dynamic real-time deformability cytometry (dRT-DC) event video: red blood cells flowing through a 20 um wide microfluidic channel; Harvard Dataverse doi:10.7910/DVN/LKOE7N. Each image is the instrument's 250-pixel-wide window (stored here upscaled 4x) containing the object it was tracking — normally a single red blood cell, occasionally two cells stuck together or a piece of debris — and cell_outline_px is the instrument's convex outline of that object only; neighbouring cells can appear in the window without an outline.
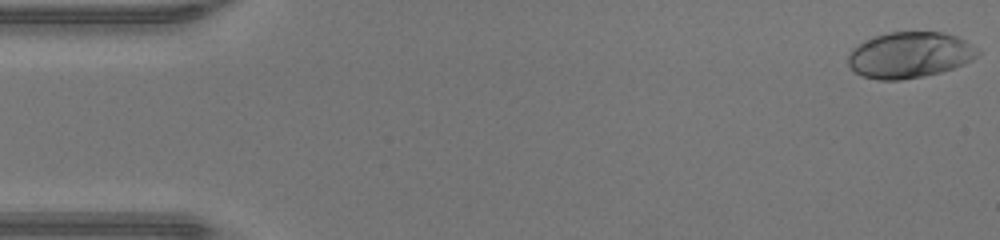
{"species": "human", "species_latin": "Homo sapiens", "temperature_condition": "warm", "stored_images_in_passage": 47, "camera_frame_rate_fps": 3000, "um_per_image_px": 0.085, "donor": {"sex": "male"}, "frame": {"image": 1, "passage_image": 1, "time_ms": 0.0, "image_size_px": [1000, 240], "cell_outline_px": [[980, 52], [972, 60], [964, 64], [940, 72], [924, 76], [900, 80], [880, 80], [864, 76], [856, 72], [848, 64], [848, 56], [852, 48], [864, 40], [888, 32], [944, 32], [956, 36], [964, 40], [976, 48]], "centroid_in_image_um": [77.31, 4.67], "position_along_channel_um": 7.7, "area_um2": 34.56}}
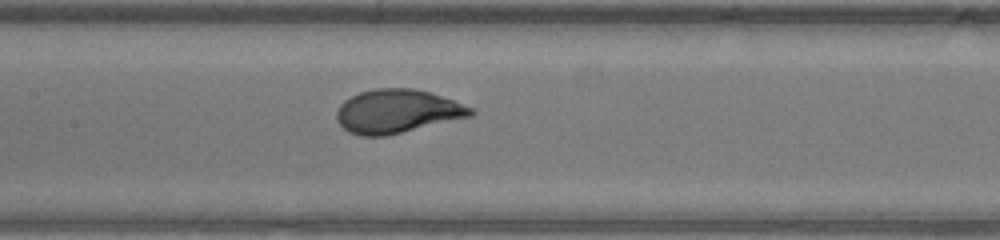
{"frame": {"image": 2, "passage_image": 22, "time_ms": 7.0, "image_size_px": [1000, 240], "cell_outline_px": [[476, 112], [472, 116], [384, 136], [360, 136], [348, 132], [336, 120], [336, 112], [340, 104], [344, 100], [360, 92], [376, 88], [412, 88], [428, 92], [452, 100], [472, 108]], "centroid_in_image_um": [33.72, 9.46], "position_along_channel_um": 173.7, "area_um2": 33.81}}
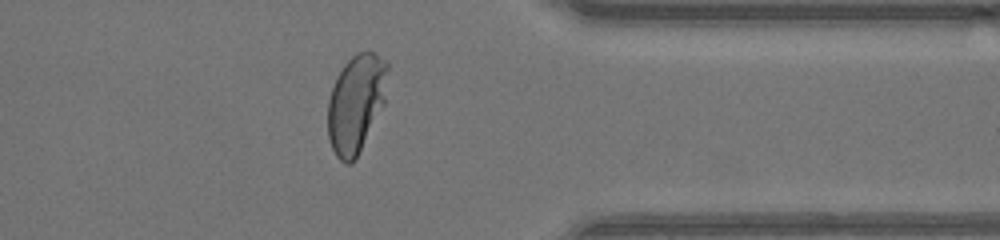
{"frame": {"image": 3, "passage_image": 37, "time_ms": 12.0, "image_size_px": [1000, 240], "cell_outline_px": [[388, 68], [384, 104], [356, 160], [352, 164], [344, 164], [336, 156], [332, 148], [328, 136], [328, 100], [332, 88], [344, 64], [356, 52], [368, 48], [388, 60]], "centroid_in_image_um": [30.28, 8.77], "position_along_channel_um": 381.1, "area_um2": 34.62}, "authors_computed_cell_mechanics": {"area_um2": 33.8708, "velocity_mm_per_s": 4.3993, "shape_relaxation_time_tau1_ms": 2.9471, "shape_relaxation_time_tau2_ms": null, "deformation_change_tau1": 0.1848, "deformation_change_tau2": null}}